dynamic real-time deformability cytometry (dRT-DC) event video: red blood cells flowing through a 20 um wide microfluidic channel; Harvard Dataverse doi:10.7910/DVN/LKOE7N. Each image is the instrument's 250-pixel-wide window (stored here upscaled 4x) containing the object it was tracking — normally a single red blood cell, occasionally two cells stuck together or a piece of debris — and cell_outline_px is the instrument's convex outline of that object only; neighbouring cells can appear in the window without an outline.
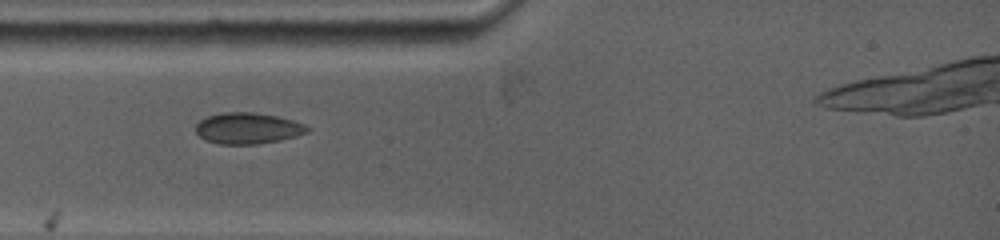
{"species": "common noctule bat (a hibernating species)", "species_latin": "Nyctalus noctula", "temperature_condition": "warm", "stored_images_in_passage": 5, "camera_frame_rate_fps": 5000, "um_per_image_px": 0.085, "animal": {"sex": "female", "body_mass_g": 19.0, "forearm_length_mm": 53.3}, "frame": {"image": 1, "passage_image": 1, "time_ms": 0.0, "image_size_px": [1000, 240], "cell_outline_px": [[312, 128], [308, 132], [296, 136], [256, 144], [220, 144], [204, 140], [196, 132], [196, 124], [200, 120], [208, 116], [224, 112], [256, 112], [276, 116], [292, 120], [304, 124]], "centroid_in_image_um": [21.05, 10.9], "position_along_channel_um": 63.9, "area_um2": 20.17}}